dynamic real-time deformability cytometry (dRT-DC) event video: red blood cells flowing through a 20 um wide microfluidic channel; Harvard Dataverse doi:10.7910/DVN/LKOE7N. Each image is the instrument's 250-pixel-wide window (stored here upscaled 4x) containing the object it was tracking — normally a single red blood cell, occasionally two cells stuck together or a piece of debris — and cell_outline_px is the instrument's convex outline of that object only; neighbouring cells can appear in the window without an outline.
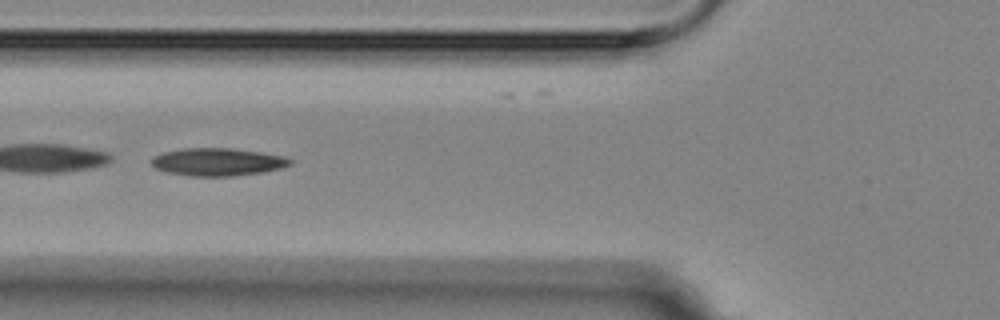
{"species": "Egyptian fruit bat (a non-hibernating species)", "species_latin": "Rousettus aegyptiacus", "temperature_condition": "room temperature", "stored_images_in_passage": 4, "camera_frame_rate_fps": 3000, "um_per_image_px": 0.085, "animal": {"sex": "female"}, "frame": {"image": 1, "passage_image": 3, "time_ms": 2.333, "image_size_px": [1000, 320], "cell_outline_px": [[292, 164], [280, 168], [260, 172], [232, 176], [192, 176], [168, 172], [156, 168], [148, 160], [152, 156], [164, 152], [184, 148], [232, 148], [260, 152], [284, 156], [292, 160]], "centroid_in_image_um": [18.47, 13.75], "position_along_channel_um": 107.3, "area_um2": 22.31}}